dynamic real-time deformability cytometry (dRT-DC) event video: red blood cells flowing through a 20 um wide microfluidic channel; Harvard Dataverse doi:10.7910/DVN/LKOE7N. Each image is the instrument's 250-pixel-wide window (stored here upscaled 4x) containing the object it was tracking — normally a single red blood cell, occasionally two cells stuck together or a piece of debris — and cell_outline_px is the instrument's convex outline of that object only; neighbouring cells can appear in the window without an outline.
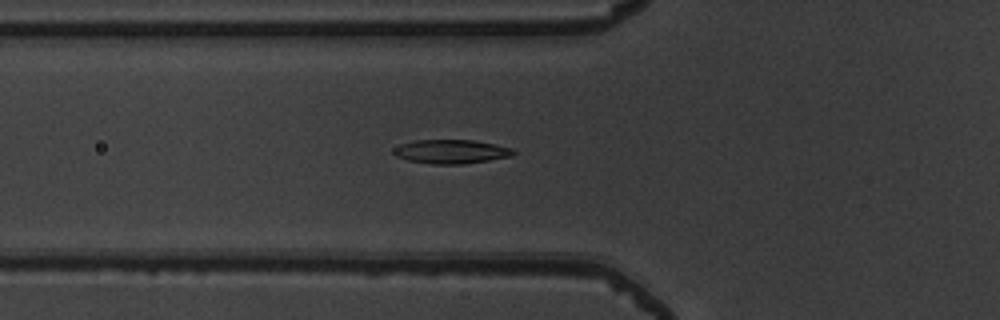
{"species": "common noctule bat (a hibernating species)", "species_latin": "Nyctalus noctula", "temperature_condition": "warm", "stored_images_in_passage": 51, "camera_frame_rate_fps": 3000, "um_per_image_px": 0.085, "animal": {"sex": "male", "body_mass_g": 19.5, "forearm_length_mm": 54.6}, "frame": {"image": 1, "passage_image": 19, "time_ms": 6.0, "image_size_px": [1000, 320], "cell_outline_px": [[516, 152], [512, 156], [464, 164], [432, 164], [408, 160], [396, 156], [392, 152], [392, 148], [400, 144], [416, 140], [472, 140], [496, 144], [512, 148]], "centroid_in_image_um": [38.33, 12.88], "position_along_channel_um": 87.5, "area_um2": 16.76}}
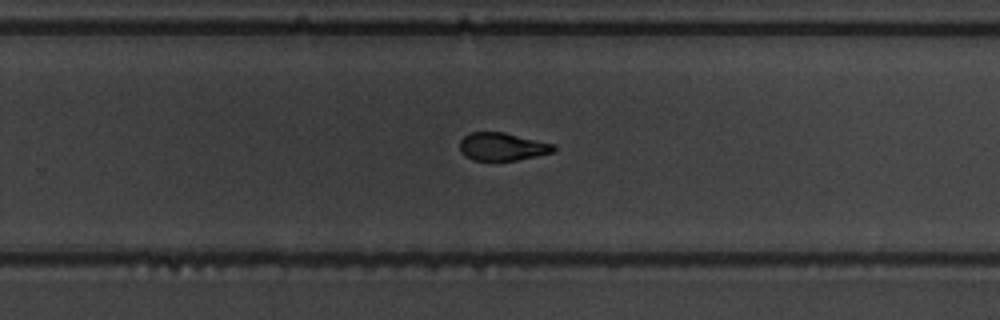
{"frame": {"image": 2, "passage_image": 34, "time_ms": 11.0, "image_size_px": [1000, 320], "cell_outline_px": [[556, 148], [552, 152], [536, 156], [516, 160], [472, 160], [464, 156], [460, 152], [460, 140], [468, 132], [504, 132], [556, 144]], "centroid_in_image_um": [42.68, 12.45], "position_along_channel_um": 287.1, "area_um2": 15.37}}
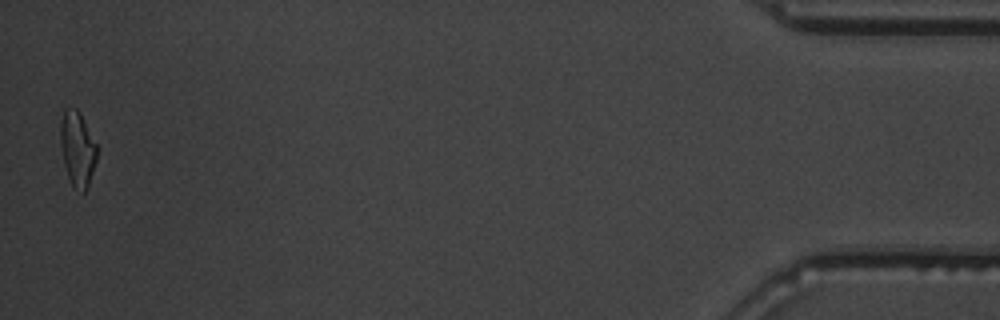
{"frame": {"image": 3, "passage_image": 51, "time_ms": 16.667, "image_size_px": [1000, 320], "cell_outline_px": [[96, 160], [88, 188], [84, 192], [72, 184], [68, 176], [64, 164], [60, 144], [60, 124], [64, 108], [76, 108], [80, 112], [96, 144]], "centroid_in_image_um": [6.57, 12.61], "position_along_channel_um": 428.6, "area_um2": 15.72}, "authors_computed_cell_mechanics": {"area_um2": 16.3574, "velocity_mm_per_s": 3.995, "shape_relaxation_time_tau1_ms": 2.7666, "shape_relaxation_time_tau2_ms": 2.6392, "deformation_change_tau1": 0.1423, "deformation_change_tau2": 0.0873}}